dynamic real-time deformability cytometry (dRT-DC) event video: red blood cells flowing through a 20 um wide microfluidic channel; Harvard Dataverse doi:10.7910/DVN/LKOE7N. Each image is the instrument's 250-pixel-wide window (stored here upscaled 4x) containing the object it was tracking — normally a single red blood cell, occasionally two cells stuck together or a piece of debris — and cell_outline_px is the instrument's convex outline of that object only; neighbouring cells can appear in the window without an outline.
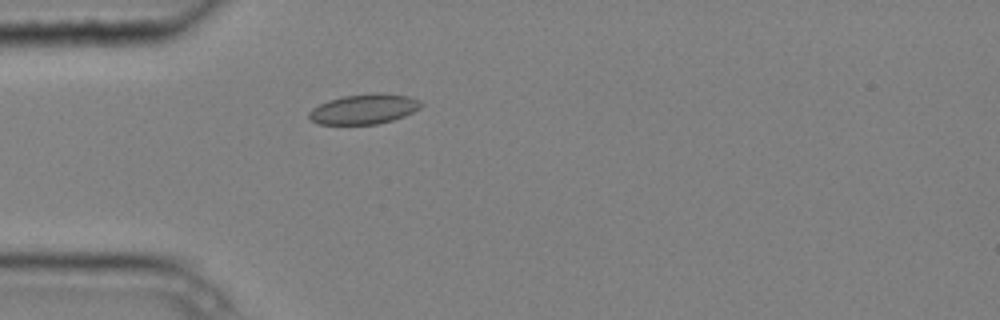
{"species": "common noctule bat (a hibernating species)", "species_latin": "Nyctalus noctula", "temperature_condition": "cold", "stored_images_in_passage": 4, "camera_frame_rate_fps": 3000, "um_per_image_px": 0.085, "animal": {"sex": "male", "body_mass_g": 20.4}, "frame": {"image": 1, "passage_image": 4, "time_ms": 1.0, "image_size_px": [1000, 320], "cell_outline_px": [[424, 104], [420, 108], [404, 116], [392, 120], [376, 124], [320, 124], [312, 120], [308, 116], [308, 112], [312, 108], [328, 100], [344, 96], [376, 92], [408, 96], [420, 100]], "centroid_in_image_um": [30.96, 9.26], "position_along_channel_um": 54.0, "area_um2": 19.54}}